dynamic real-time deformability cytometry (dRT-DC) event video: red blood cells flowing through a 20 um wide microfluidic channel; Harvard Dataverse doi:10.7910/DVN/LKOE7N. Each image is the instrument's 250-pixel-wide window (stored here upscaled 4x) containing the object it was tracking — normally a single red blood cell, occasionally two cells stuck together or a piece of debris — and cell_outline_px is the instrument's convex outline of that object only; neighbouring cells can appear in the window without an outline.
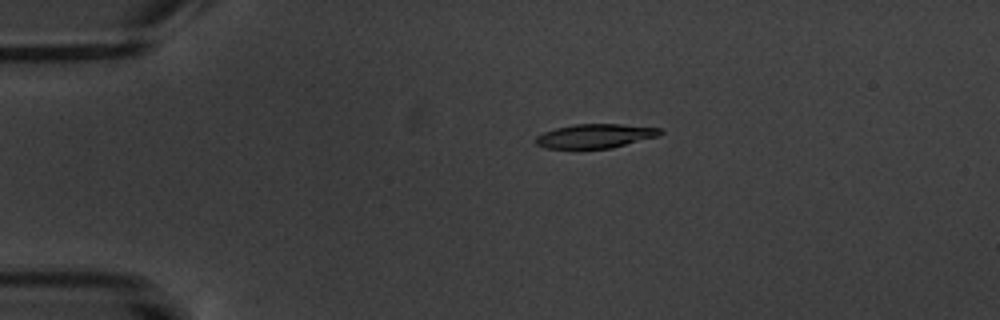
{"species": "common noctule bat (a hibernating species)", "species_latin": "Nyctalus noctula", "temperature_condition": "warm", "stored_images_in_passage": 8, "camera_frame_rate_fps": 3000, "um_per_image_px": 0.085, "animal": {"sex": "male", "body_mass_g": 20.1, "forearm_length_mm": 53.5}, "frame": {"image": 1, "passage_image": 4, "time_ms": 3.667, "image_size_px": [1000, 320], "cell_outline_px": [[664, 132], [660, 136], [612, 148], [544, 148], [536, 144], [536, 136], [544, 132], [556, 128], [576, 124], [620, 124], [660, 128]], "centroid_in_image_um": [50.63, 11.56], "position_along_channel_um": 34.4, "area_um2": 17.46}}
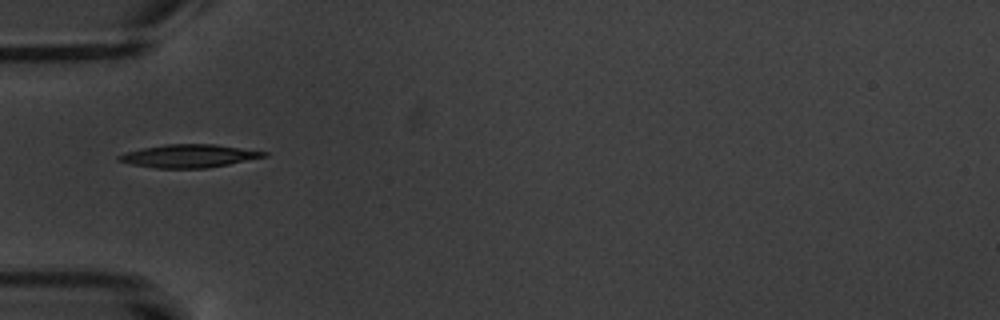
{"frame": {"image": 2, "passage_image": 6, "time_ms": 6.0, "image_size_px": [1000, 320], "cell_outline_px": [[268, 156], [228, 164], [204, 168], [156, 168], [132, 164], [116, 160], [116, 156], [128, 152], [144, 148], [164, 144], [216, 144], [268, 152]], "centroid_in_image_um": [16.07, 13.25], "position_along_channel_um": 68.9, "area_um2": 19.31}}